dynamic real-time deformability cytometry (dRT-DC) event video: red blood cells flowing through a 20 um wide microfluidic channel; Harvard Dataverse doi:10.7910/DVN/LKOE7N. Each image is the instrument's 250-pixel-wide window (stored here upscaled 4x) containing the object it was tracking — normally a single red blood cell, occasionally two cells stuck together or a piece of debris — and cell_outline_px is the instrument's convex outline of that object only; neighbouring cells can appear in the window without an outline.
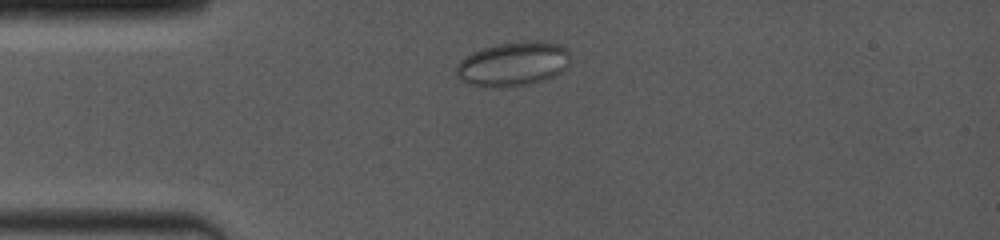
{"species": "common noctule bat (a hibernating species)", "species_latin": "Nyctalus noctula", "temperature_condition": "room temperature", "stored_images_in_passage": 57, "camera_frame_rate_fps": 4000, "um_per_image_px": 0.085, "animal": {"sex": "female", "body_mass_g": 19.0, "forearm_length_mm": 53.3}, "frame": {"image": 1, "passage_image": 3, "time_ms": 0.75, "image_size_px": [1000, 240], "cell_outline_px": [[568, 56], [564, 68], [556, 76], [532, 84], [508, 88], [484, 88], [468, 84], [460, 80], [456, 72], [456, 64], [464, 56], [472, 52], [496, 44], [520, 40], [552, 40], [564, 44], [568, 52]], "centroid_in_image_um": [43.6, 5.43], "position_along_channel_um": 41.4, "area_um2": 30.4}}
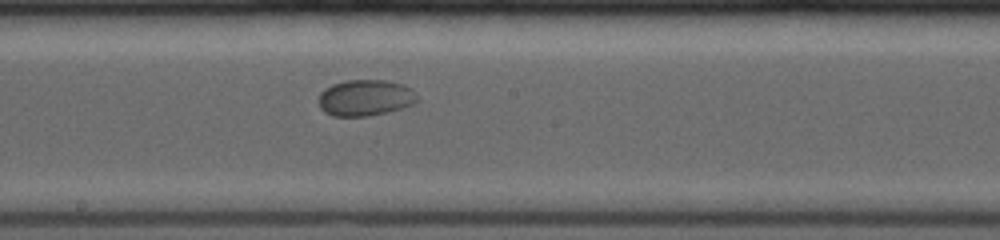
{"frame": {"image": 2, "passage_image": 25, "time_ms": 6.0, "image_size_px": [1000, 240], "cell_outline_px": [[416, 100], [412, 104], [388, 112], [368, 116], [332, 116], [324, 112], [320, 108], [316, 100], [320, 92], [324, 88], [332, 84], [344, 80], [384, 80], [404, 84], [412, 88], [416, 96]], "centroid_in_image_um": [30.98, 8.3], "position_along_channel_um": 217.2, "area_um2": 21.04}}
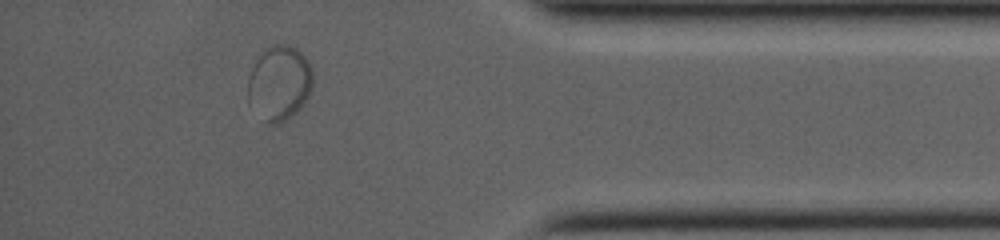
{"frame": {"image": 3, "passage_image": 49, "time_ms": 11.5, "image_size_px": [1000, 240], "cell_outline_px": [[312, 88], [308, 96], [300, 108], [296, 112], [284, 120], [276, 124], [268, 124], [248, 104], [248, 76], [256, 60], [264, 48], [272, 44], [288, 44], [296, 48], [304, 56], [312, 68]], "centroid_in_image_um": [23.73, 7.04], "position_along_channel_um": 411.5, "area_um2": 28.44}}